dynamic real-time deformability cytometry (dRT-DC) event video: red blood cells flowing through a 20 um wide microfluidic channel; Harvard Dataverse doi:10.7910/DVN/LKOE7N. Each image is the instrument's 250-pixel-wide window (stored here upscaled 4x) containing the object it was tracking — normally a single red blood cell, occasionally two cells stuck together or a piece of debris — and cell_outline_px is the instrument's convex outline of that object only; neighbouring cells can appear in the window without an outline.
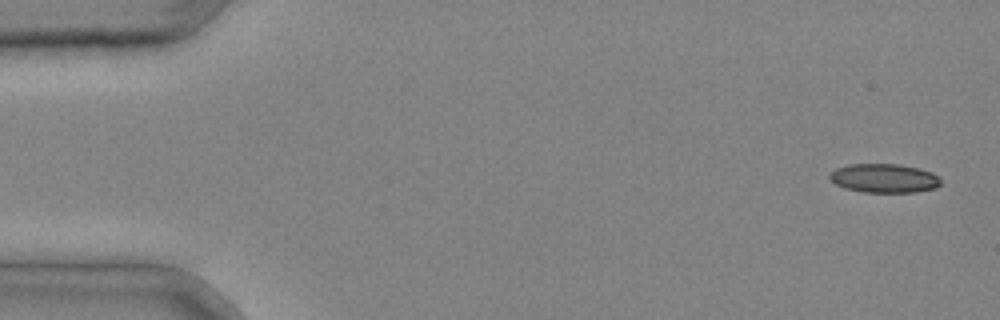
{"species": "common noctule bat (a hibernating species)", "species_latin": "Nyctalus noctula", "temperature_condition": "cold", "stored_images_in_passage": 3, "camera_frame_rate_fps": 3000, "um_per_image_px": 0.085, "animal": {"sex": "male", "body_mass_g": 20.4}, "frame": {"image": 1, "passage_image": 1, "time_ms": 0.0, "image_size_px": [1000, 320], "cell_outline_px": [[940, 184], [936, 188], [916, 192], [864, 192], [844, 188], [836, 184], [828, 176], [836, 168], [848, 164], [900, 164], [920, 168], [932, 172], [940, 180]], "centroid_in_image_um": [75.16, 15.14], "position_along_channel_um": 9.8, "area_um2": 18.73}}